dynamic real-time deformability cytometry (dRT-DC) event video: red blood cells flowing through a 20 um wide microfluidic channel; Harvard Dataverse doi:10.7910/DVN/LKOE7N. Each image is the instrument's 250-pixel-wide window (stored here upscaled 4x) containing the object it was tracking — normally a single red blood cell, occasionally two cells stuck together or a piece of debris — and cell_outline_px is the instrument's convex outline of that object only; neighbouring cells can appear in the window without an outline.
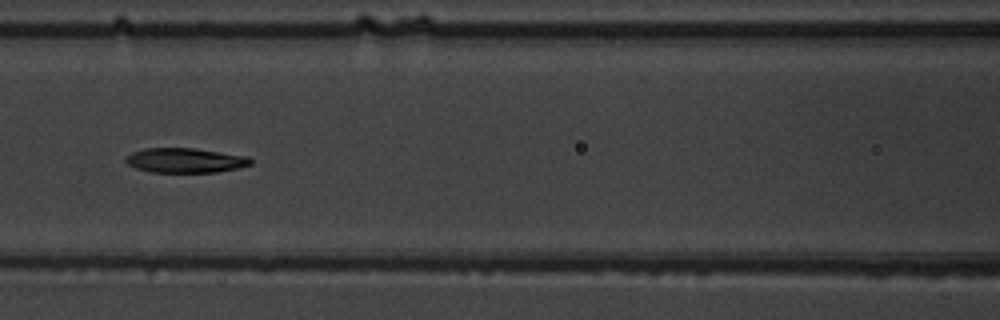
{"species": "common noctule bat (a hibernating species)", "species_latin": "Nyctalus noctula", "temperature_condition": "warm", "stored_images_in_passage": 7, "camera_frame_rate_fps": 3000, "um_per_image_px": 0.085, "animal": {"sex": "male", "body_mass_g": 19.5, "forearm_length_mm": 54.6}, "frame": {"image": 1, "passage_image": 7, "time_ms": 7.667, "image_size_px": [1000, 320], "cell_outline_px": [[252, 164], [240, 168], [216, 172], [152, 172], [136, 168], [128, 164], [124, 160], [124, 156], [132, 152], [144, 148], [192, 148], [248, 156], [252, 160]], "centroid_in_image_um": [15.73, 13.63], "position_along_channel_um": 150.9, "area_um2": 18.03}}